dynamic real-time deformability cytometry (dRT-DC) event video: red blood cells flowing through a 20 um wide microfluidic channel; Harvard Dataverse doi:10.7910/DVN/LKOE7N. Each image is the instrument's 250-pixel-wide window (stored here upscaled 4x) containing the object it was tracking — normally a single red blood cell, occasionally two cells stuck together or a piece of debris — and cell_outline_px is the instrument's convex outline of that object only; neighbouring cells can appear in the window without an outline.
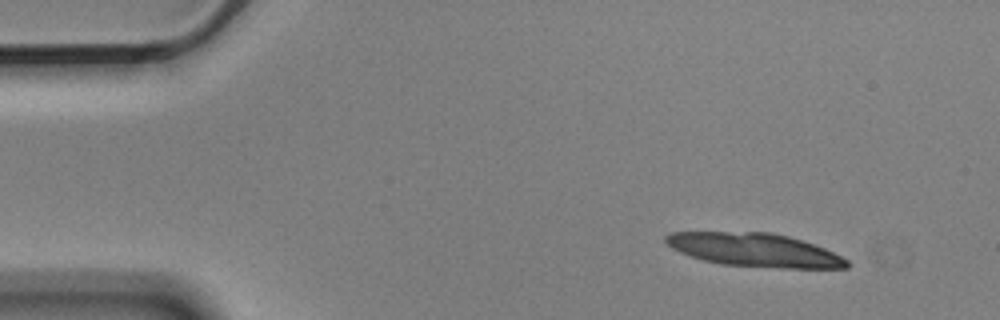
{"species": "Egyptian fruit bat (a non-hibernating species)", "species_latin": "Rousettus aegyptiacus", "temperature_condition": "cold", "stored_images_in_passage": 5, "camera_frame_rate_fps": 3000, "um_per_image_px": 0.085, "animal": {"sex": "male"}, "frame": {"image": 1, "passage_image": 1, "time_ms": 0.0, "image_size_px": [1000, 320], "cell_outline_px": [[852, 264], [848, 268], [780, 268], [720, 264], [704, 260], [680, 252], [672, 248], [664, 240], [664, 236], [672, 232], [772, 232], [788, 236], [824, 248], [848, 260]], "centroid_in_image_um": [64.15, 21.25], "position_along_channel_um": 20.9, "area_um2": 35.14}}